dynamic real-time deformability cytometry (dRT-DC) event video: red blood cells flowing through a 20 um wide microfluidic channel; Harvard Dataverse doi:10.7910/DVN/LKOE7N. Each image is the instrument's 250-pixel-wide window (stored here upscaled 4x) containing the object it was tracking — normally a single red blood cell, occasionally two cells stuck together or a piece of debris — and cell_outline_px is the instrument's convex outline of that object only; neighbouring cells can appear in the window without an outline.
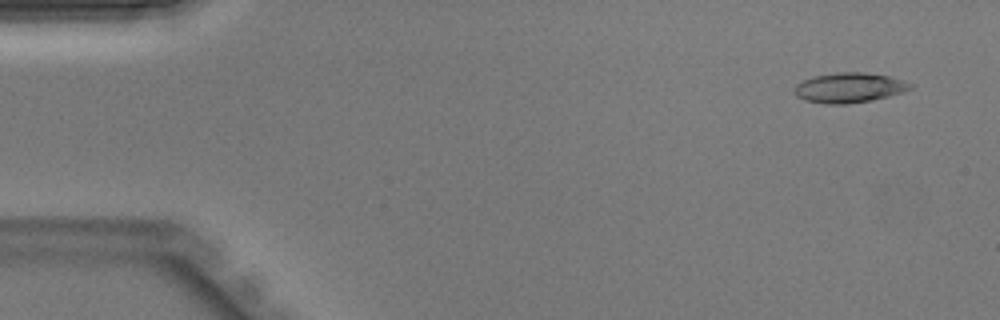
{"species": "Egyptian fruit bat (a non-hibernating species)", "species_latin": "Rousettus aegyptiacus", "temperature_condition": "warm", "stored_images_in_passage": 36, "camera_frame_rate_fps": 3000, "um_per_image_px": 0.085, "animal": {"sex": "male"}, "frame": {"image": 1, "passage_image": 1, "time_ms": 0.0, "image_size_px": [1000, 320], "cell_outline_px": [[916, 84], [912, 88], [904, 92], [872, 100], [844, 104], [828, 104], [804, 100], [796, 96], [792, 92], [792, 88], [796, 84], [812, 76], [836, 72], [864, 72], [888, 76], [904, 80]], "centroid_in_image_um": [72.18, 7.45], "position_along_channel_um": 12.8, "area_um2": 20.52}}
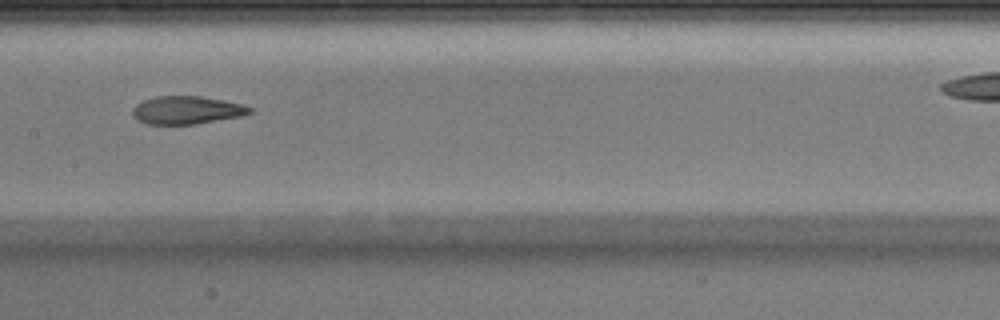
{"frame": {"image": 2, "passage_image": 20, "time_ms": 6.333, "image_size_px": [1000, 320], "cell_outline_px": [[252, 112], [240, 116], [196, 124], [144, 124], [136, 120], [132, 116], [132, 108], [136, 104], [144, 100], [156, 96], [200, 96], [224, 100], [240, 104], [252, 108]], "centroid_in_image_um": [15.81, 9.36], "position_along_channel_um": 191.6, "area_um2": 19.13}}
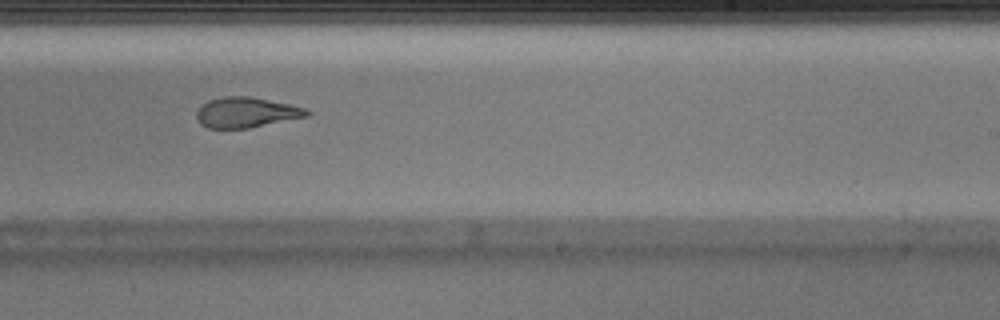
{"frame": {"image": 3, "passage_image": 25, "time_ms": 8.0, "image_size_px": [1000, 320], "cell_outline_px": [[312, 112], [308, 116], [248, 128], [208, 128], [200, 124], [196, 116], [196, 112], [208, 100], [224, 96], [248, 96], [288, 104], [304, 108]], "centroid_in_image_um": [20.91, 9.56], "position_along_channel_um": 268.1, "area_um2": 19.25}}